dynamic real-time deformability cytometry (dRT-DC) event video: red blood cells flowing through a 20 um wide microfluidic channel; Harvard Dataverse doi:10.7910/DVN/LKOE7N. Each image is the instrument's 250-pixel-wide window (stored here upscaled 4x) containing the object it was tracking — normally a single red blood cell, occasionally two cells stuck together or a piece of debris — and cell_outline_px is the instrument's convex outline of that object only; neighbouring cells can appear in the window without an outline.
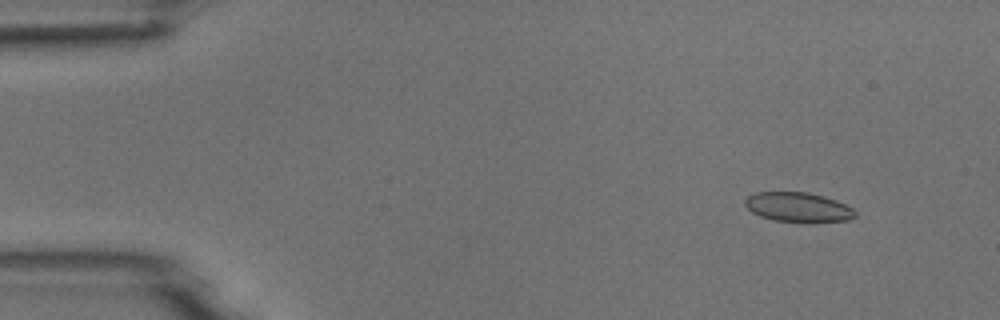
{"species": "common noctule bat (a hibernating species)", "species_latin": "Nyctalus noctula", "temperature_condition": "room temperature", "stored_images_in_passage": 4, "camera_frame_rate_fps": 3000, "um_per_image_px": 0.085, "animal": {"sex": "male", "body_mass_g": 18.8}, "frame": {"image": 1, "passage_image": 2, "time_ms": 1.0, "image_size_px": [1000, 320], "cell_outline_px": [[856, 216], [848, 220], [812, 224], [808, 224], [772, 220], [760, 216], [752, 212], [744, 204], [744, 200], [748, 196], [756, 192], [808, 192], [824, 196], [836, 200], [852, 208], [856, 212]], "centroid_in_image_um": [67.86, 17.64], "position_along_channel_um": 17.1, "area_um2": 19.54}}
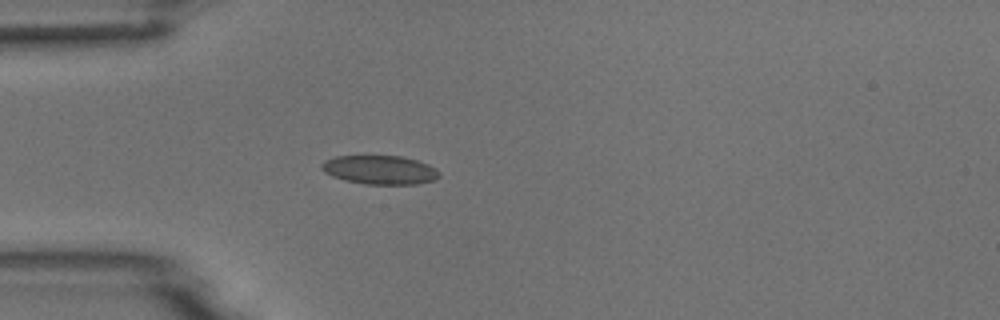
{"frame": {"image": 2, "passage_image": 4, "time_ms": 4.333, "image_size_px": [1000, 320], "cell_outline_px": [[440, 176], [436, 180], [416, 184], [364, 184], [344, 180], [332, 176], [324, 172], [320, 168], [320, 164], [324, 160], [336, 156], [400, 156], [416, 160], [428, 164], [436, 168], [440, 172]], "centroid_in_image_um": [32.28, 14.44], "position_along_channel_um": 52.7, "area_um2": 19.94}}